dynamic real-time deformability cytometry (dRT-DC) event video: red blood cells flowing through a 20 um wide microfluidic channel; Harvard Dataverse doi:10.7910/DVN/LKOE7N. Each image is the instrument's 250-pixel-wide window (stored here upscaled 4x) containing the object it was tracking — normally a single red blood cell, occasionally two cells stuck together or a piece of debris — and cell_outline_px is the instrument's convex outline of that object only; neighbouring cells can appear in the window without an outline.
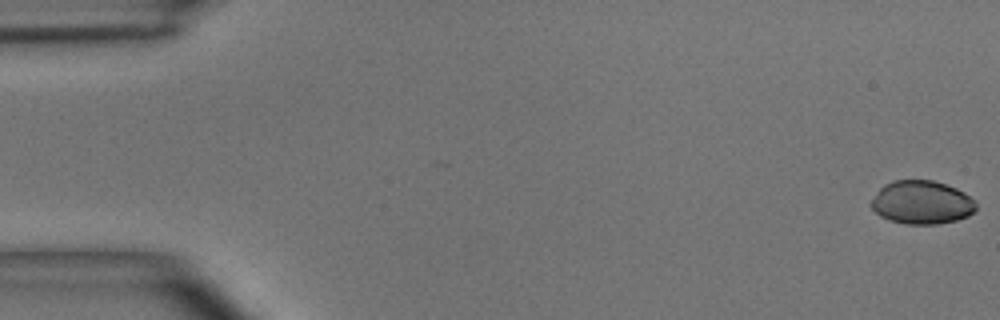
{"species": "common noctule bat (a hibernating species)", "species_latin": "Nyctalus noctula", "temperature_condition": "room temperature", "stored_images_in_passage": 46, "camera_frame_rate_fps": 3000, "um_per_image_px": 0.085, "animal": {"sex": "male", "body_mass_g": 15.6}, "frame": {"image": 1, "passage_image": 1, "time_ms": 0.0, "image_size_px": [1000, 320], "cell_outline_px": [[976, 208], [968, 216], [956, 220], [936, 224], [904, 224], [888, 220], [880, 216], [868, 204], [880, 188], [884, 184], [892, 180], [932, 180], [956, 188], [964, 192], [976, 200]], "centroid_in_image_um": [78.33, 17.2], "position_along_channel_um": 6.7, "area_um2": 26.7}}
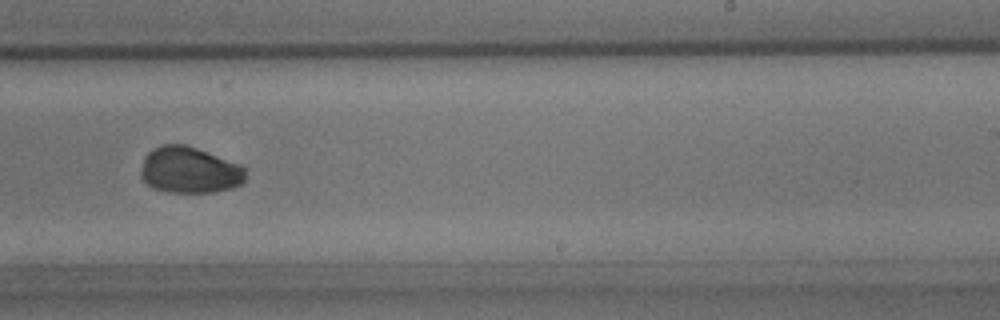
{"frame": {"image": 2, "passage_image": 31, "time_ms": 10.0, "image_size_px": [1000, 320], "cell_outline_px": [[244, 184], [232, 188], [216, 192], [168, 192], [152, 188], [140, 176], [140, 172], [144, 156], [152, 148], [164, 144], [184, 144], [196, 148], [240, 164], [244, 168]], "centroid_in_image_um": [16.09, 14.46], "position_along_channel_um": 272.9, "area_um2": 28.38}}
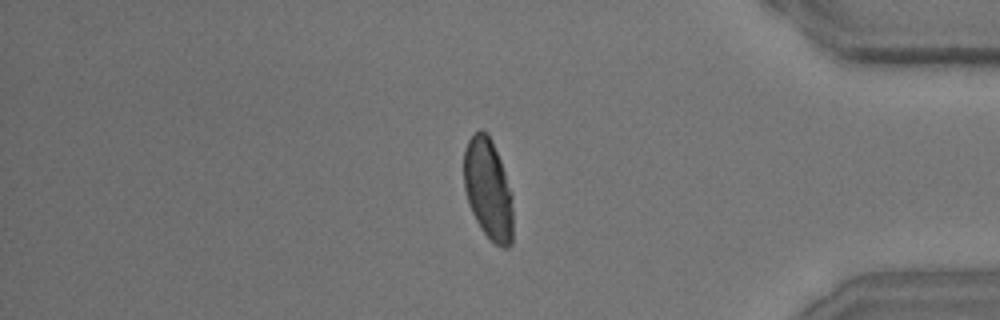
{"frame": {"image": 3, "passage_image": 42, "time_ms": 13.667, "image_size_px": [1000, 320], "cell_outline_px": [[512, 244], [508, 248], [504, 248], [492, 244], [480, 228], [468, 204], [464, 188], [464, 148], [468, 140], [480, 128], [488, 132], [492, 140], [500, 160], [512, 196]], "centroid_in_image_um": [41.48, 16.1], "position_along_channel_um": 393.7, "area_um2": 29.13}}